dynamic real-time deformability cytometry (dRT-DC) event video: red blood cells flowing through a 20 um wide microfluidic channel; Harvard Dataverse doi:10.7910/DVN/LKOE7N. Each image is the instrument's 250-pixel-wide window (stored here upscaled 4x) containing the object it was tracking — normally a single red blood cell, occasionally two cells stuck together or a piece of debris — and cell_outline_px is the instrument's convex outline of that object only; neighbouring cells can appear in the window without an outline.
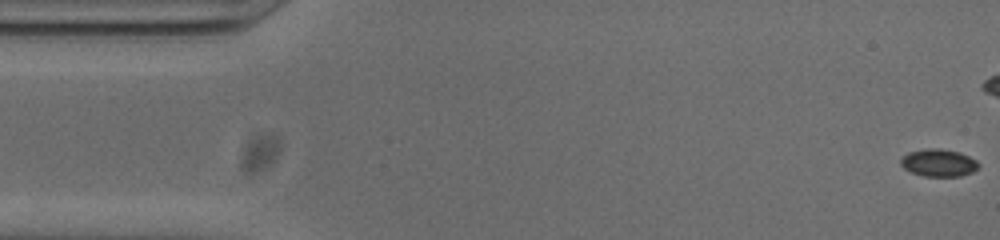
{"species": "common noctule bat (a hibernating species)", "species_latin": "Nyctalus noctula", "temperature_condition": "cold", "stored_images_in_passage": 41, "camera_frame_rate_fps": 3000, "um_per_image_px": 0.085, "animal": {"sex": "male", "body_mass_g": 20.0, "forearm_length_mm": 53.3}, "frame": {"image": 1, "passage_image": 1, "time_ms": 0.0, "image_size_px": [1000, 240], "cell_outline_px": [[980, 164], [972, 172], [960, 176], [924, 176], [912, 172], [904, 168], [900, 164], [900, 160], [908, 152], [924, 148], [940, 148], [960, 152], [976, 160]], "centroid_in_image_um": [79.77, 13.82], "position_along_channel_um": 5.2, "area_um2": 12.43}}
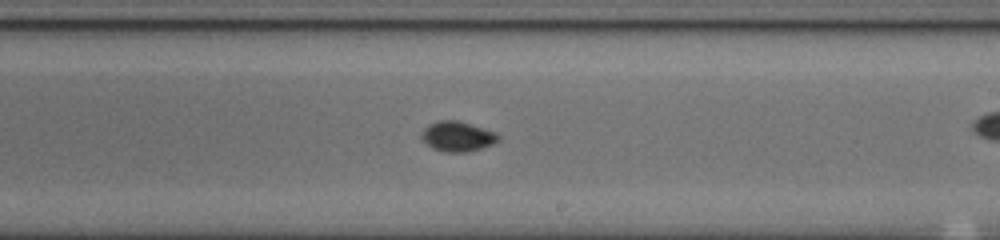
{"frame": {"image": 2, "passage_image": 30, "time_ms": 9.667, "image_size_px": [1000, 240], "cell_outline_px": [[500, 140], [492, 144], [480, 148], [464, 152], [448, 152], [432, 148], [420, 136], [424, 128], [428, 124], [436, 120], [460, 120], [496, 132], [500, 136]], "centroid_in_image_um": [38.89, 11.57], "position_along_channel_um": 250.1, "area_um2": 13.47}}
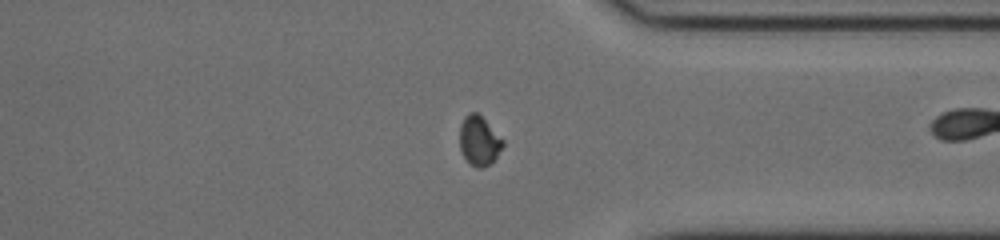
{"frame": {"image": 3, "passage_image": 40, "time_ms": 13.0, "image_size_px": [1000, 240], "cell_outline_px": [[504, 144], [496, 156], [488, 164], [480, 168], [476, 168], [464, 156], [460, 148], [460, 124], [464, 116], [468, 112], [476, 112], [504, 140]], "centroid_in_image_um": [40.7, 11.93], "position_along_channel_um": 370.7, "area_um2": 12.08}}